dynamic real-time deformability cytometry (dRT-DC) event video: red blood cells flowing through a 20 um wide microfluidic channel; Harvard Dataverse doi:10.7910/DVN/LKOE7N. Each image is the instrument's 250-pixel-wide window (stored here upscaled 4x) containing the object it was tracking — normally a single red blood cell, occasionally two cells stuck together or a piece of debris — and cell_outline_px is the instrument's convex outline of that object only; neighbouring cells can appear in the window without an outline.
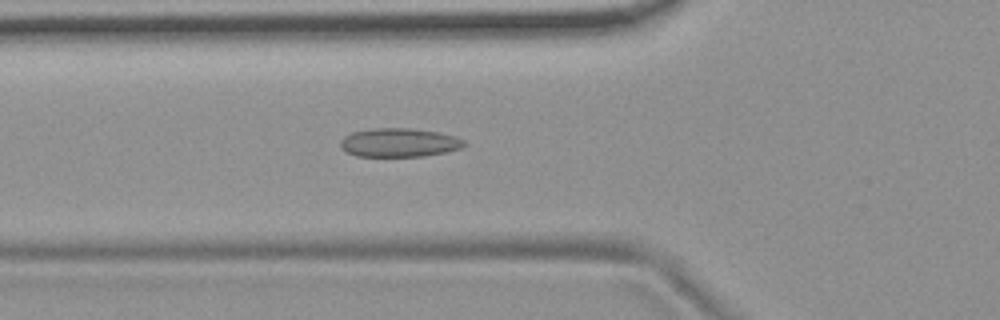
{"species": "common noctule bat (a hibernating species)", "species_latin": "Nyctalus noctula", "temperature_condition": "room temperature", "stored_images_in_passage": 49, "camera_frame_rate_fps": 3000, "um_per_image_px": 0.085, "animal": {"sex": "female", "body_mass_g": 19.9}, "frame": {"image": 1, "passage_image": 19, "time_ms": 6.0, "image_size_px": [1000, 320], "cell_outline_px": [[468, 144], [460, 148], [444, 152], [424, 156], [356, 156], [340, 148], [340, 140], [344, 136], [352, 132], [372, 128], [412, 128], [436, 132], [456, 136], [464, 140]], "centroid_in_image_um": [33.91, 12.11], "position_along_channel_um": 91.9, "area_um2": 20.75}}
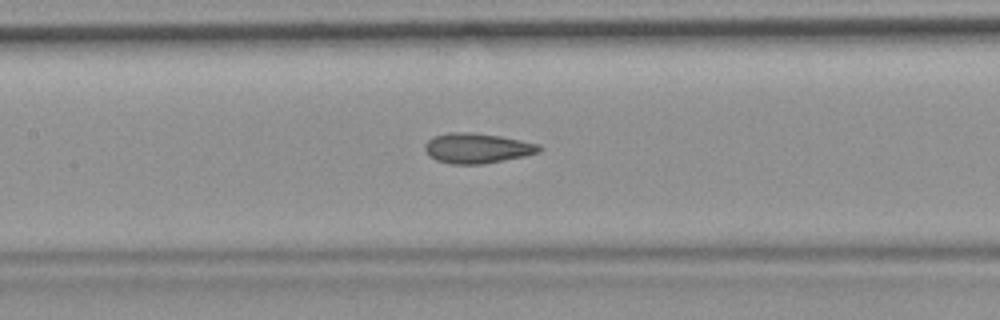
{"frame": {"image": 2, "passage_image": 25, "time_ms": 8.0, "image_size_px": [1000, 320], "cell_outline_px": [[544, 148], [540, 152], [524, 156], [484, 164], [452, 164], [436, 160], [428, 156], [424, 148], [424, 144], [432, 136], [448, 132], [472, 132], [500, 136], [540, 144]], "centroid_in_image_um": [40.54, 12.59], "position_along_channel_um": 166.9, "area_um2": 20.29}}
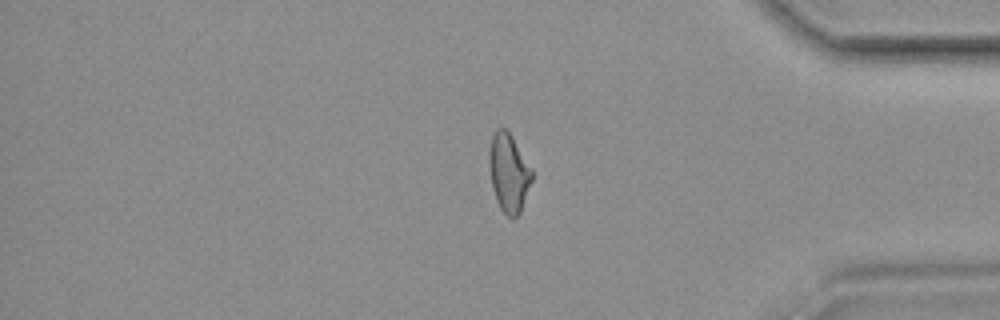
{"frame": {"image": 3, "passage_image": 45, "time_ms": 14.667, "image_size_px": [1000, 320], "cell_outline_px": [[532, 180], [520, 212], [512, 220], [500, 208], [496, 200], [492, 188], [488, 164], [488, 152], [492, 136], [496, 128], [504, 128], [512, 136], [532, 168]], "centroid_in_image_um": [43.22, 14.67], "position_along_channel_um": 392.0, "area_um2": 19.65}}